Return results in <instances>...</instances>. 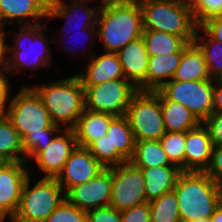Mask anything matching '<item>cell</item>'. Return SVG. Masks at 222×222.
I'll list each match as a JSON object with an SVG mask.
<instances>
[{
	"mask_svg": "<svg viewBox=\"0 0 222 222\" xmlns=\"http://www.w3.org/2000/svg\"><path fill=\"white\" fill-rule=\"evenodd\" d=\"M9 102L6 117L22 138L27 163L46 149L55 137L51 135L62 132L63 127L52 122L41 97L31 86H23Z\"/></svg>",
	"mask_w": 222,
	"mask_h": 222,
	"instance_id": "1",
	"label": "cell"
},
{
	"mask_svg": "<svg viewBox=\"0 0 222 222\" xmlns=\"http://www.w3.org/2000/svg\"><path fill=\"white\" fill-rule=\"evenodd\" d=\"M97 37L105 52L117 53L143 35V13L139 0H111L100 7Z\"/></svg>",
	"mask_w": 222,
	"mask_h": 222,
	"instance_id": "2",
	"label": "cell"
},
{
	"mask_svg": "<svg viewBox=\"0 0 222 222\" xmlns=\"http://www.w3.org/2000/svg\"><path fill=\"white\" fill-rule=\"evenodd\" d=\"M173 190L181 222L210 219L222 202V187L206 172L182 171Z\"/></svg>",
	"mask_w": 222,
	"mask_h": 222,
	"instance_id": "3",
	"label": "cell"
},
{
	"mask_svg": "<svg viewBox=\"0 0 222 222\" xmlns=\"http://www.w3.org/2000/svg\"><path fill=\"white\" fill-rule=\"evenodd\" d=\"M32 88L41 97L54 124L73 129L85 110V91L77 75Z\"/></svg>",
	"mask_w": 222,
	"mask_h": 222,
	"instance_id": "4",
	"label": "cell"
},
{
	"mask_svg": "<svg viewBox=\"0 0 222 222\" xmlns=\"http://www.w3.org/2000/svg\"><path fill=\"white\" fill-rule=\"evenodd\" d=\"M143 29L158 30L183 37L192 43L198 24L187 0H139Z\"/></svg>",
	"mask_w": 222,
	"mask_h": 222,
	"instance_id": "5",
	"label": "cell"
},
{
	"mask_svg": "<svg viewBox=\"0 0 222 222\" xmlns=\"http://www.w3.org/2000/svg\"><path fill=\"white\" fill-rule=\"evenodd\" d=\"M30 178L29 175L24 183L17 211L9 222H45L66 199L55 178L42 177L32 187Z\"/></svg>",
	"mask_w": 222,
	"mask_h": 222,
	"instance_id": "6",
	"label": "cell"
},
{
	"mask_svg": "<svg viewBox=\"0 0 222 222\" xmlns=\"http://www.w3.org/2000/svg\"><path fill=\"white\" fill-rule=\"evenodd\" d=\"M45 25L47 24H44V22L36 25H22L20 31L15 32L16 37L12 38H15L14 45L7 46V54L9 55L7 57V73L13 74L14 71H21V69L35 71L40 67H51L50 65L53 62L50 58L52 55L48 46V38H46L43 30ZM26 39L32 42L30 46L28 45L29 47H27V43L23 44ZM38 44L41 45V49L37 52ZM32 54L36 59L33 58ZM29 58H32V60H29Z\"/></svg>",
	"mask_w": 222,
	"mask_h": 222,
	"instance_id": "7",
	"label": "cell"
},
{
	"mask_svg": "<svg viewBox=\"0 0 222 222\" xmlns=\"http://www.w3.org/2000/svg\"><path fill=\"white\" fill-rule=\"evenodd\" d=\"M126 117L136 141L160 140L166 133L160 97L154 91H138L131 99Z\"/></svg>",
	"mask_w": 222,
	"mask_h": 222,
	"instance_id": "8",
	"label": "cell"
},
{
	"mask_svg": "<svg viewBox=\"0 0 222 222\" xmlns=\"http://www.w3.org/2000/svg\"><path fill=\"white\" fill-rule=\"evenodd\" d=\"M85 109L113 116L126 115L132 97L139 91L127 79H115L97 85H83Z\"/></svg>",
	"mask_w": 222,
	"mask_h": 222,
	"instance_id": "9",
	"label": "cell"
},
{
	"mask_svg": "<svg viewBox=\"0 0 222 222\" xmlns=\"http://www.w3.org/2000/svg\"><path fill=\"white\" fill-rule=\"evenodd\" d=\"M213 81L170 80L159 91L189 109L203 123L213 113Z\"/></svg>",
	"mask_w": 222,
	"mask_h": 222,
	"instance_id": "10",
	"label": "cell"
},
{
	"mask_svg": "<svg viewBox=\"0 0 222 222\" xmlns=\"http://www.w3.org/2000/svg\"><path fill=\"white\" fill-rule=\"evenodd\" d=\"M147 202L144 176L130 162L112 166V191L109 206L118 211Z\"/></svg>",
	"mask_w": 222,
	"mask_h": 222,
	"instance_id": "11",
	"label": "cell"
},
{
	"mask_svg": "<svg viewBox=\"0 0 222 222\" xmlns=\"http://www.w3.org/2000/svg\"><path fill=\"white\" fill-rule=\"evenodd\" d=\"M112 191V167L105 168L87 183L72 187L66 194V200L81 210L108 207Z\"/></svg>",
	"mask_w": 222,
	"mask_h": 222,
	"instance_id": "12",
	"label": "cell"
},
{
	"mask_svg": "<svg viewBox=\"0 0 222 222\" xmlns=\"http://www.w3.org/2000/svg\"><path fill=\"white\" fill-rule=\"evenodd\" d=\"M26 162H0V220H11L17 211L24 183L30 173Z\"/></svg>",
	"mask_w": 222,
	"mask_h": 222,
	"instance_id": "13",
	"label": "cell"
},
{
	"mask_svg": "<svg viewBox=\"0 0 222 222\" xmlns=\"http://www.w3.org/2000/svg\"><path fill=\"white\" fill-rule=\"evenodd\" d=\"M104 169L87 148L77 146L56 180L66 194L72 187L87 183Z\"/></svg>",
	"mask_w": 222,
	"mask_h": 222,
	"instance_id": "14",
	"label": "cell"
},
{
	"mask_svg": "<svg viewBox=\"0 0 222 222\" xmlns=\"http://www.w3.org/2000/svg\"><path fill=\"white\" fill-rule=\"evenodd\" d=\"M63 133L56 135L51 143L34 159L38 167L45 173L43 178H57L65 162L78 146L73 129H63Z\"/></svg>",
	"mask_w": 222,
	"mask_h": 222,
	"instance_id": "15",
	"label": "cell"
},
{
	"mask_svg": "<svg viewBox=\"0 0 222 222\" xmlns=\"http://www.w3.org/2000/svg\"><path fill=\"white\" fill-rule=\"evenodd\" d=\"M125 79L139 91H146V74L149 65V53L143 37L129 42L117 53Z\"/></svg>",
	"mask_w": 222,
	"mask_h": 222,
	"instance_id": "16",
	"label": "cell"
},
{
	"mask_svg": "<svg viewBox=\"0 0 222 222\" xmlns=\"http://www.w3.org/2000/svg\"><path fill=\"white\" fill-rule=\"evenodd\" d=\"M185 143L184 171L205 172L210 164L213 148L208 128L200 123L187 131Z\"/></svg>",
	"mask_w": 222,
	"mask_h": 222,
	"instance_id": "17",
	"label": "cell"
},
{
	"mask_svg": "<svg viewBox=\"0 0 222 222\" xmlns=\"http://www.w3.org/2000/svg\"><path fill=\"white\" fill-rule=\"evenodd\" d=\"M48 5L49 0H0V27L16 19L20 26L40 24V19L47 17ZM31 19L33 22H28Z\"/></svg>",
	"mask_w": 222,
	"mask_h": 222,
	"instance_id": "18",
	"label": "cell"
},
{
	"mask_svg": "<svg viewBox=\"0 0 222 222\" xmlns=\"http://www.w3.org/2000/svg\"><path fill=\"white\" fill-rule=\"evenodd\" d=\"M90 61L77 73L82 85H97L115 79L125 78L122 66L116 53L105 52L93 56L88 55Z\"/></svg>",
	"mask_w": 222,
	"mask_h": 222,
	"instance_id": "19",
	"label": "cell"
},
{
	"mask_svg": "<svg viewBox=\"0 0 222 222\" xmlns=\"http://www.w3.org/2000/svg\"><path fill=\"white\" fill-rule=\"evenodd\" d=\"M88 3H90V2L82 1V0H75L73 3H70V5H69L68 3H65L63 0H49L46 18H62V19H65V22L68 23V22H70L68 20H71L72 22H74L75 21L74 17L79 16V23H80V25H82L81 30H85L87 28L94 27L97 24L100 6L98 8H95V7L89 8ZM80 8H82L81 10L84 13L83 14L85 16L84 18H82L80 16V14L78 15V11H80ZM73 13L76 14L74 17H73ZM77 19H78V17H77ZM77 19L74 23L78 22ZM80 19H81V22H80ZM61 28L62 29L60 30V32L62 31L61 33L64 34L65 33L64 26ZM77 29H78V24H77ZM67 32H68V30H67ZM78 32H79V30H78Z\"/></svg>",
	"mask_w": 222,
	"mask_h": 222,
	"instance_id": "20",
	"label": "cell"
},
{
	"mask_svg": "<svg viewBox=\"0 0 222 222\" xmlns=\"http://www.w3.org/2000/svg\"><path fill=\"white\" fill-rule=\"evenodd\" d=\"M114 117L85 109L73 128L78 146L87 148L92 142L105 136Z\"/></svg>",
	"mask_w": 222,
	"mask_h": 222,
	"instance_id": "21",
	"label": "cell"
},
{
	"mask_svg": "<svg viewBox=\"0 0 222 222\" xmlns=\"http://www.w3.org/2000/svg\"><path fill=\"white\" fill-rule=\"evenodd\" d=\"M144 176L146 200L150 202L175 188L182 170L176 166H158L140 169Z\"/></svg>",
	"mask_w": 222,
	"mask_h": 222,
	"instance_id": "22",
	"label": "cell"
},
{
	"mask_svg": "<svg viewBox=\"0 0 222 222\" xmlns=\"http://www.w3.org/2000/svg\"><path fill=\"white\" fill-rule=\"evenodd\" d=\"M182 52L149 56L148 71L146 74V91L160 90L172 80L180 65Z\"/></svg>",
	"mask_w": 222,
	"mask_h": 222,
	"instance_id": "23",
	"label": "cell"
},
{
	"mask_svg": "<svg viewBox=\"0 0 222 222\" xmlns=\"http://www.w3.org/2000/svg\"><path fill=\"white\" fill-rule=\"evenodd\" d=\"M160 97L166 132H187L196 128L201 122L185 106L168 100L159 90L154 91Z\"/></svg>",
	"mask_w": 222,
	"mask_h": 222,
	"instance_id": "24",
	"label": "cell"
},
{
	"mask_svg": "<svg viewBox=\"0 0 222 222\" xmlns=\"http://www.w3.org/2000/svg\"><path fill=\"white\" fill-rule=\"evenodd\" d=\"M172 79L176 81L213 80L209 75L203 53L194 42L184 48L180 65Z\"/></svg>",
	"mask_w": 222,
	"mask_h": 222,
	"instance_id": "25",
	"label": "cell"
},
{
	"mask_svg": "<svg viewBox=\"0 0 222 222\" xmlns=\"http://www.w3.org/2000/svg\"><path fill=\"white\" fill-rule=\"evenodd\" d=\"M106 135L111 143V151H117L129 162L134 154L136 140L126 115L115 116Z\"/></svg>",
	"mask_w": 222,
	"mask_h": 222,
	"instance_id": "26",
	"label": "cell"
},
{
	"mask_svg": "<svg viewBox=\"0 0 222 222\" xmlns=\"http://www.w3.org/2000/svg\"><path fill=\"white\" fill-rule=\"evenodd\" d=\"M129 162L138 169L173 165L163 150L160 140L136 141L134 154Z\"/></svg>",
	"mask_w": 222,
	"mask_h": 222,
	"instance_id": "27",
	"label": "cell"
},
{
	"mask_svg": "<svg viewBox=\"0 0 222 222\" xmlns=\"http://www.w3.org/2000/svg\"><path fill=\"white\" fill-rule=\"evenodd\" d=\"M24 161V148L19 132L6 117H0V162Z\"/></svg>",
	"mask_w": 222,
	"mask_h": 222,
	"instance_id": "28",
	"label": "cell"
},
{
	"mask_svg": "<svg viewBox=\"0 0 222 222\" xmlns=\"http://www.w3.org/2000/svg\"><path fill=\"white\" fill-rule=\"evenodd\" d=\"M149 56L183 52L189 44L183 37L158 30H143Z\"/></svg>",
	"mask_w": 222,
	"mask_h": 222,
	"instance_id": "29",
	"label": "cell"
},
{
	"mask_svg": "<svg viewBox=\"0 0 222 222\" xmlns=\"http://www.w3.org/2000/svg\"><path fill=\"white\" fill-rule=\"evenodd\" d=\"M199 30H202L204 35L200 34ZM193 42L204 55L211 79H222V43L212 38L201 26H198Z\"/></svg>",
	"mask_w": 222,
	"mask_h": 222,
	"instance_id": "30",
	"label": "cell"
},
{
	"mask_svg": "<svg viewBox=\"0 0 222 222\" xmlns=\"http://www.w3.org/2000/svg\"><path fill=\"white\" fill-rule=\"evenodd\" d=\"M150 203V222H181L178 199L174 190Z\"/></svg>",
	"mask_w": 222,
	"mask_h": 222,
	"instance_id": "31",
	"label": "cell"
},
{
	"mask_svg": "<svg viewBox=\"0 0 222 222\" xmlns=\"http://www.w3.org/2000/svg\"><path fill=\"white\" fill-rule=\"evenodd\" d=\"M186 132H166L160 139L170 162L184 171Z\"/></svg>",
	"mask_w": 222,
	"mask_h": 222,
	"instance_id": "32",
	"label": "cell"
},
{
	"mask_svg": "<svg viewBox=\"0 0 222 222\" xmlns=\"http://www.w3.org/2000/svg\"><path fill=\"white\" fill-rule=\"evenodd\" d=\"M87 149L105 168L127 163L117 151H111L107 135L92 142Z\"/></svg>",
	"mask_w": 222,
	"mask_h": 222,
	"instance_id": "33",
	"label": "cell"
},
{
	"mask_svg": "<svg viewBox=\"0 0 222 222\" xmlns=\"http://www.w3.org/2000/svg\"><path fill=\"white\" fill-rule=\"evenodd\" d=\"M198 26L208 19L222 15V0H187Z\"/></svg>",
	"mask_w": 222,
	"mask_h": 222,
	"instance_id": "34",
	"label": "cell"
},
{
	"mask_svg": "<svg viewBox=\"0 0 222 222\" xmlns=\"http://www.w3.org/2000/svg\"><path fill=\"white\" fill-rule=\"evenodd\" d=\"M45 222H87L86 211L66 199L48 216Z\"/></svg>",
	"mask_w": 222,
	"mask_h": 222,
	"instance_id": "35",
	"label": "cell"
},
{
	"mask_svg": "<svg viewBox=\"0 0 222 222\" xmlns=\"http://www.w3.org/2000/svg\"><path fill=\"white\" fill-rule=\"evenodd\" d=\"M121 222H150V203L144 202L120 212Z\"/></svg>",
	"mask_w": 222,
	"mask_h": 222,
	"instance_id": "36",
	"label": "cell"
},
{
	"mask_svg": "<svg viewBox=\"0 0 222 222\" xmlns=\"http://www.w3.org/2000/svg\"><path fill=\"white\" fill-rule=\"evenodd\" d=\"M87 222H121L120 211L113 207H102L86 212Z\"/></svg>",
	"mask_w": 222,
	"mask_h": 222,
	"instance_id": "37",
	"label": "cell"
},
{
	"mask_svg": "<svg viewBox=\"0 0 222 222\" xmlns=\"http://www.w3.org/2000/svg\"><path fill=\"white\" fill-rule=\"evenodd\" d=\"M205 172L222 187V146H213L210 164Z\"/></svg>",
	"mask_w": 222,
	"mask_h": 222,
	"instance_id": "38",
	"label": "cell"
},
{
	"mask_svg": "<svg viewBox=\"0 0 222 222\" xmlns=\"http://www.w3.org/2000/svg\"><path fill=\"white\" fill-rule=\"evenodd\" d=\"M203 124L208 128L213 146H222V113L213 112Z\"/></svg>",
	"mask_w": 222,
	"mask_h": 222,
	"instance_id": "39",
	"label": "cell"
},
{
	"mask_svg": "<svg viewBox=\"0 0 222 222\" xmlns=\"http://www.w3.org/2000/svg\"><path fill=\"white\" fill-rule=\"evenodd\" d=\"M212 38L222 43V15L212 17L200 25Z\"/></svg>",
	"mask_w": 222,
	"mask_h": 222,
	"instance_id": "40",
	"label": "cell"
},
{
	"mask_svg": "<svg viewBox=\"0 0 222 222\" xmlns=\"http://www.w3.org/2000/svg\"><path fill=\"white\" fill-rule=\"evenodd\" d=\"M8 73L7 72H0V117L6 116L8 108L6 106L9 100V94H10V81L7 78Z\"/></svg>",
	"mask_w": 222,
	"mask_h": 222,
	"instance_id": "41",
	"label": "cell"
},
{
	"mask_svg": "<svg viewBox=\"0 0 222 222\" xmlns=\"http://www.w3.org/2000/svg\"><path fill=\"white\" fill-rule=\"evenodd\" d=\"M4 28L0 27V72H7V45L5 34L8 33L11 35L12 30L5 32Z\"/></svg>",
	"mask_w": 222,
	"mask_h": 222,
	"instance_id": "42",
	"label": "cell"
},
{
	"mask_svg": "<svg viewBox=\"0 0 222 222\" xmlns=\"http://www.w3.org/2000/svg\"><path fill=\"white\" fill-rule=\"evenodd\" d=\"M213 112L222 113V79L213 82Z\"/></svg>",
	"mask_w": 222,
	"mask_h": 222,
	"instance_id": "43",
	"label": "cell"
},
{
	"mask_svg": "<svg viewBox=\"0 0 222 222\" xmlns=\"http://www.w3.org/2000/svg\"><path fill=\"white\" fill-rule=\"evenodd\" d=\"M97 26L95 25L94 27H90V28H87V29H85V30H83L82 32L83 33H87V35L89 34V37H88V39L90 40L91 38L92 39H94L95 40V38H93V37H96V39H97ZM81 33V32H80ZM79 34V33H78ZM75 35V34H74ZM70 43V42H69ZM63 48V52L64 51H68V46H67V48H66V46H64V47H62ZM85 48V47H84ZM71 52H73L72 50H71Z\"/></svg>",
	"mask_w": 222,
	"mask_h": 222,
	"instance_id": "44",
	"label": "cell"
},
{
	"mask_svg": "<svg viewBox=\"0 0 222 222\" xmlns=\"http://www.w3.org/2000/svg\"><path fill=\"white\" fill-rule=\"evenodd\" d=\"M210 222H222V202L215 209L213 215L210 218Z\"/></svg>",
	"mask_w": 222,
	"mask_h": 222,
	"instance_id": "45",
	"label": "cell"
},
{
	"mask_svg": "<svg viewBox=\"0 0 222 222\" xmlns=\"http://www.w3.org/2000/svg\"><path fill=\"white\" fill-rule=\"evenodd\" d=\"M82 1H88V2H93V1H98V0H82ZM109 1H111V0H102L100 3H101V5H99L100 7H102V6H104L105 4H107Z\"/></svg>",
	"mask_w": 222,
	"mask_h": 222,
	"instance_id": "46",
	"label": "cell"
},
{
	"mask_svg": "<svg viewBox=\"0 0 222 222\" xmlns=\"http://www.w3.org/2000/svg\"><path fill=\"white\" fill-rule=\"evenodd\" d=\"M188 222H210V219H195V220H192V221H188Z\"/></svg>",
	"mask_w": 222,
	"mask_h": 222,
	"instance_id": "47",
	"label": "cell"
}]
</instances>
